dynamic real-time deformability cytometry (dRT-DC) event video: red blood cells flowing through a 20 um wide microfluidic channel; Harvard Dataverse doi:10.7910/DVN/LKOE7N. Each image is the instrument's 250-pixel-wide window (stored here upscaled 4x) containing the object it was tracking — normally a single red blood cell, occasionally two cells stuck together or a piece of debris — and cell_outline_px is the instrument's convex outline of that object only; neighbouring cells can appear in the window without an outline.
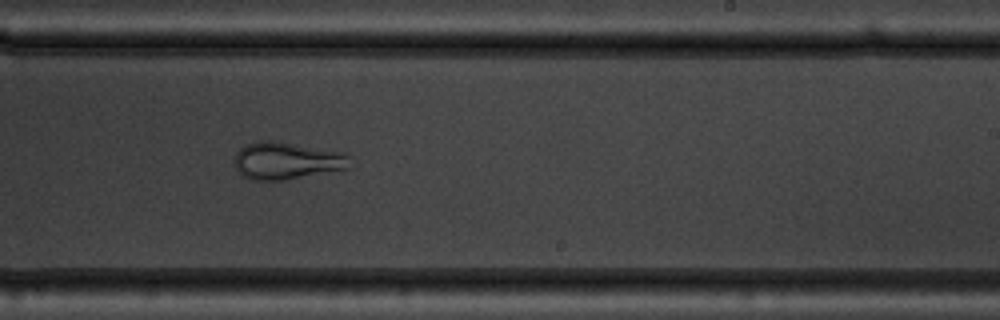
{"species": "common noctule bat (a hibernating species)", "species_latin": "Nyctalus noctula", "temperature_condition": "warm", "stored_images_in_passage": 48, "camera_frame_rate_fps": 3000, "um_per_image_px": 0.085, "animal": {"sex": "male", "body_mass_g": 19.5, "forearm_length_mm": 54.6}, "frame": {"image": 1, "passage_image": 28, "time_ms": 9.0, "image_size_px": [1000, 320], "cell_outline_px": [[348, 168], [284, 180], [252, 180], [240, 176], [236, 168], [236, 152], [240, 148], [248, 144], [260, 140], [272, 140], [344, 152], [348, 156]], "centroid_in_image_um": [24.32, 13.66], "position_along_channel_um": 264.7, "area_um2": 24.85}}
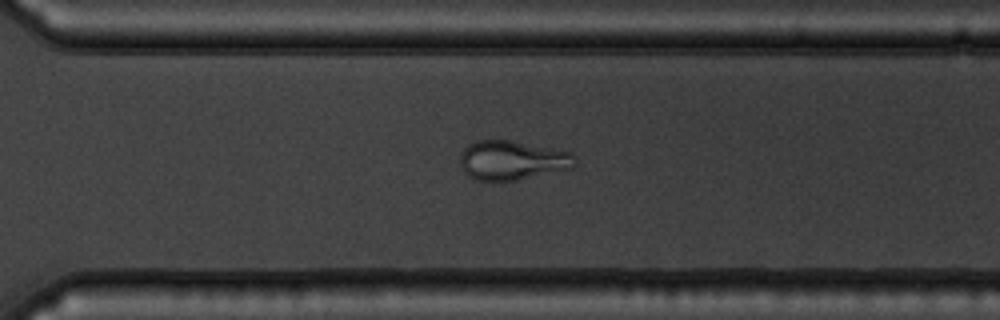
{"frame": {"image": 2, "passage_image": 33, "time_ms": 10.667, "image_size_px": [1000, 320], "cell_outline_px": [[576, 168], [520, 180], [476, 180], [468, 176], [464, 172], [460, 164], [460, 156], [464, 148], [468, 144], [476, 140], [512, 140], [572, 152], [576, 164]], "centroid_in_image_um": [43.57, 13.63], "position_along_channel_um": 327.0, "area_um2": 26.7}}
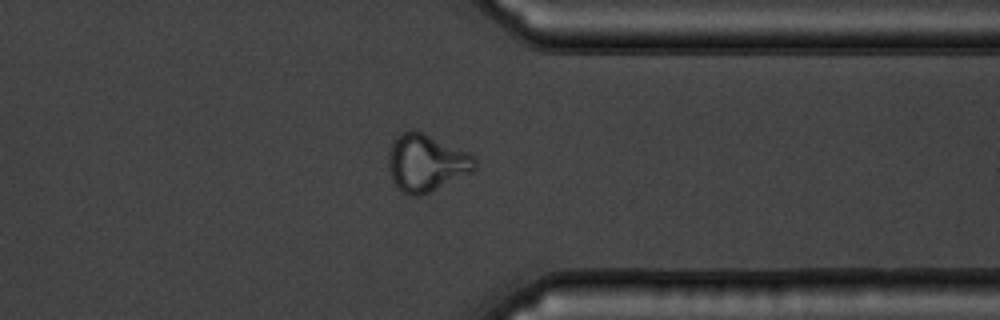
{"frame": {"image": 3, "passage_image": 37, "time_ms": 12.0, "image_size_px": [1000, 320], "cell_outline_px": [[476, 168], [472, 172], [420, 196], [408, 196], [400, 192], [392, 180], [388, 168], [388, 152], [392, 144], [404, 132], [412, 128], [424, 132], [468, 152], [476, 156]], "centroid_in_image_um": [36.23, 13.85], "position_along_channel_um": 375.2, "area_um2": 28.96}, "authors_computed_cell_mechanics": {"area_um2": 29.2757, "velocity_mm_per_s": 3.767, "shape_relaxation_time_tau1_ms": null, "shape_relaxation_time_tau2_ms": 2.2674, "deformation_change_tau1": null, "deformation_change_tau2": 0.0948}}